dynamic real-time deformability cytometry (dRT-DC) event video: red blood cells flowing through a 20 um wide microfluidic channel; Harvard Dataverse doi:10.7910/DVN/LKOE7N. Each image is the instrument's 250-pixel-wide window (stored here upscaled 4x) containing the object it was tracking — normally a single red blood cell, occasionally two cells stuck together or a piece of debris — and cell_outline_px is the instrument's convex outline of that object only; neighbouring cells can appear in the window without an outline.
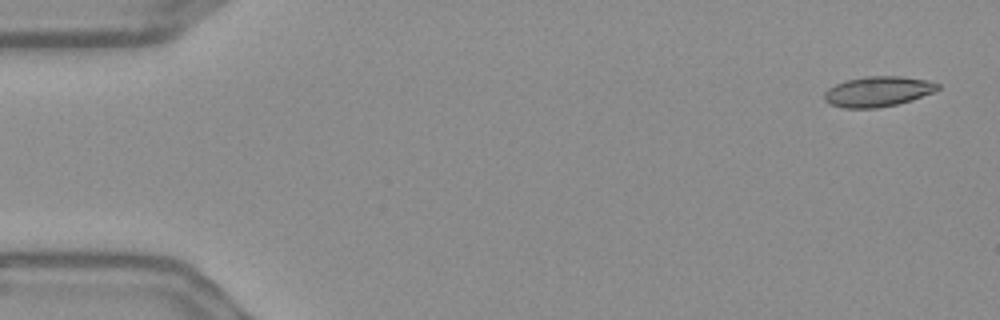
{"species": "Egyptian fruit bat (a non-hibernating species)", "species_latin": "Rousettus aegyptiacus", "temperature_condition": "warm", "stored_images_in_passage": 55, "camera_frame_rate_fps": 3000, "um_per_image_px": 0.085, "frame": {"image": 1, "passage_image": 2, "time_ms": 0.333, "image_size_px": [1000, 320], "cell_outline_px": [[940, 88], [932, 92], [912, 100], [896, 104], [876, 108], [844, 108], [828, 104], [824, 100], [824, 92], [828, 88], [844, 80], [864, 76], [900, 76], [928, 80], [940, 84]], "centroid_in_image_um": [74.58, 7.77], "position_along_channel_um": 10.4, "area_um2": 20.11}}
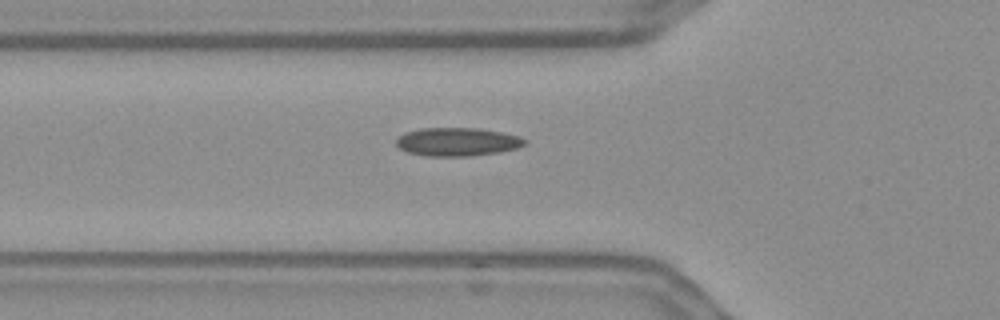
{"frame": {"image": 2, "passage_image": 19, "time_ms": 6.0, "image_size_px": [1000, 320], "cell_outline_px": [[528, 140], [524, 144], [516, 148], [500, 152], [472, 156], [424, 156], [408, 152], [400, 148], [396, 144], [396, 136], [404, 132], [420, 128], [480, 128], [504, 132], [520, 136]], "centroid_in_image_um": [38.86, 12.05], "position_along_channel_um": 86.9, "area_um2": 21.56}}
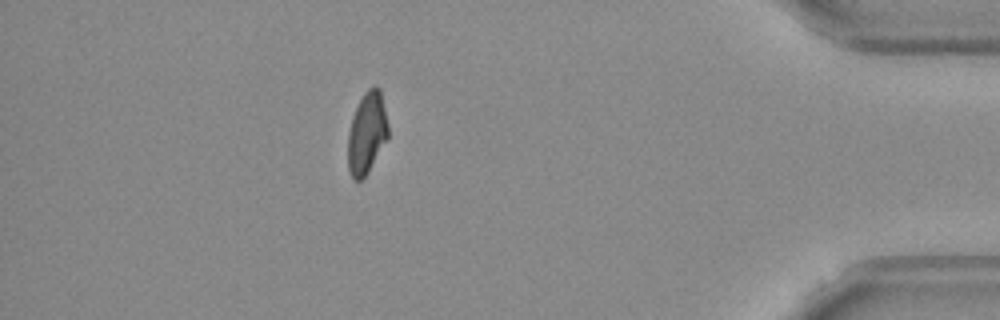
{"frame": {"image": 3, "passage_image": 49, "time_ms": 16.0, "image_size_px": [1000, 320], "cell_outline_px": [[388, 136], [368, 172], [360, 180], [352, 180], [348, 168], [348, 132], [352, 116], [364, 92], [368, 88], [376, 84], [380, 88], [388, 124]], "centroid_in_image_um": [31.17, 11.28], "position_along_channel_um": 404.0, "area_um2": 19.07}, "authors_computed_cell_mechanics": {"area_um2": 19.941, "velocity_mm_per_s": 3.6361, "shape_relaxation_time_tau1_ms": null, "shape_relaxation_time_tau2_ms": 2.4272, "deformation_change_tau1": null, "deformation_change_tau2": 0.0813}}